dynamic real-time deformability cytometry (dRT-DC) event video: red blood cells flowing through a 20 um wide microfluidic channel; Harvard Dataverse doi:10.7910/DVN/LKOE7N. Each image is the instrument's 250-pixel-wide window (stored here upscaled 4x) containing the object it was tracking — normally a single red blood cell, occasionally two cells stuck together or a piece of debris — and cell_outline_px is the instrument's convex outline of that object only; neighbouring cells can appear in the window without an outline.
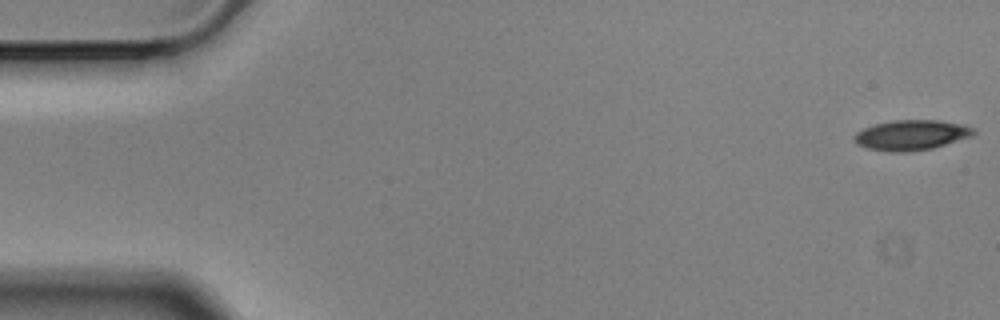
{"species": "Egyptian fruit bat (a non-hibernating species)", "species_latin": "Rousettus aegyptiacus", "temperature_condition": "cold", "stored_images_in_passage": 56, "camera_frame_rate_fps": 3000, "um_per_image_px": 0.085, "animal": {"sex": "male"}, "frame": {"image": 1, "passage_image": 1, "time_ms": 0.0, "image_size_px": [1000, 320], "cell_outline_px": [[976, 132], [972, 136], [932, 148], [908, 152], [888, 152], [868, 148], [856, 144], [852, 140], [852, 136], [856, 132], [864, 128], [876, 124], [892, 120], [940, 120], [964, 124], [976, 128]], "centroid_in_image_um": [77.46, 11.48], "position_along_channel_um": 7.5, "area_um2": 21.21}}
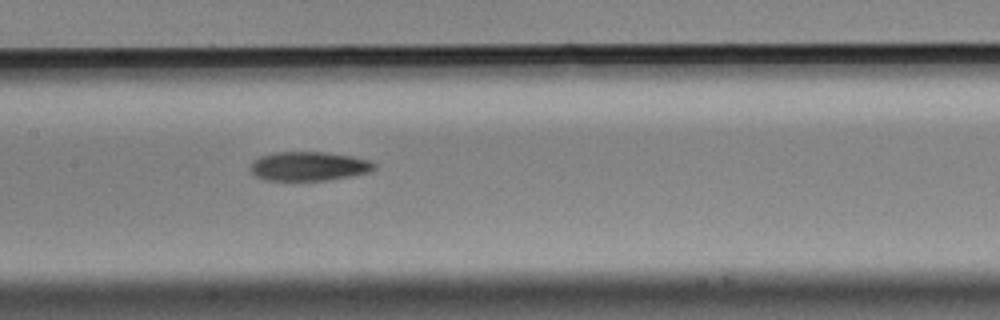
{"frame": {"image": 2, "passage_image": 27, "time_ms": 8.667, "image_size_px": [1000, 320], "cell_outline_px": [[376, 168], [368, 172], [352, 176], [328, 180], [264, 180], [248, 172], [248, 168], [252, 160], [260, 156], [276, 152], [324, 152], [352, 156], [368, 160], [376, 164]], "centroid_in_image_um": [26.19, 14.13], "position_along_channel_um": 181.2, "area_um2": 21.21}}
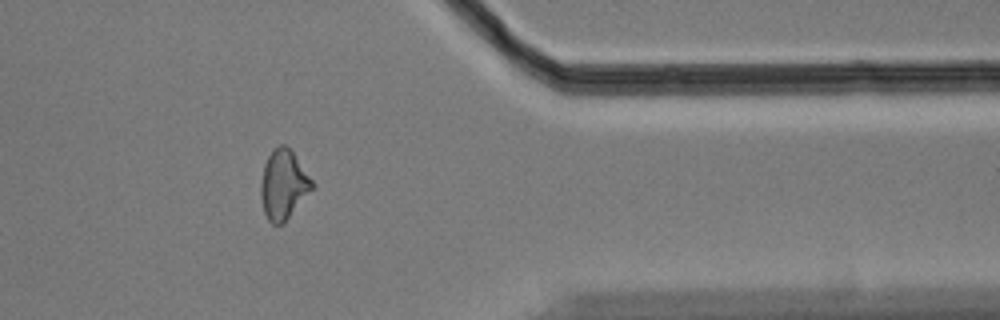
{"frame": {"image": 3, "passage_image": 46, "time_ms": 15.0, "image_size_px": [1000, 320], "cell_outline_px": [[316, 188], [280, 224], [272, 224], [268, 220], [264, 212], [260, 196], [260, 184], [264, 164], [268, 156], [280, 144], [284, 144], [292, 152], [316, 184]], "centroid_in_image_um": [24.11, 15.7], "position_along_channel_um": 387.3, "area_um2": 20.58}, "authors_computed_cell_mechanics": {"area_um2": 21.2126, "velocity_mm_per_s": 3.5295, "shape_relaxation_time_tau1_ms": 5.6889, "shape_relaxation_time_tau2_ms": null, "deformation_change_tau1": 0.1619, "deformation_change_tau2": null}}